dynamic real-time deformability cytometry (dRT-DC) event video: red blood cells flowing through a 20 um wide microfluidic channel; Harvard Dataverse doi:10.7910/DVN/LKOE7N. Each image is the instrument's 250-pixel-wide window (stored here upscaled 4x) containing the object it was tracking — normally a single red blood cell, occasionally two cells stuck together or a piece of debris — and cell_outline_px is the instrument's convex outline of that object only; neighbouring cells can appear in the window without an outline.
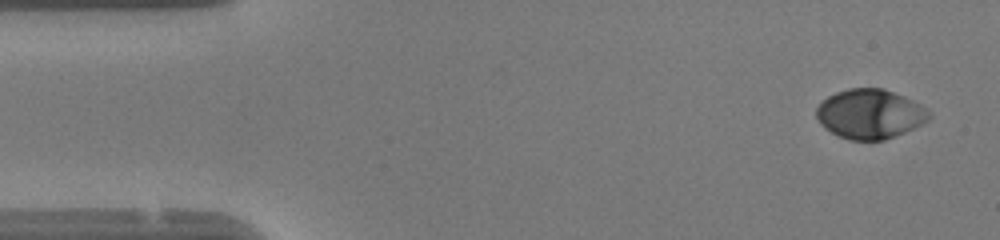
{"species": "human", "species_latin": "Homo sapiens", "temperature_condition": "warm", "stored_images_in_passage": 49, "camera_frame_rate_fps": 3000, "um_per_image_px": 0.085, "donor": {"sex": "female"}, "frame": {"image": 1, "passage_image": 3, "time_ms": 0.667, "image_size_px": [1000, 240], "cell_outline_px": [[932, 116], [928, 120], [904, 132], [884, 140], [848, 140], [824, 128], [820, 124], [816, 116], [816, 108], [828, 96], [836, 92], [848, 88], [884, 88], [904, 96], [920, 104]], "centroid_in_image_um": [73.92, 9.68], "position_along_channel_um": 11.1, "area_um2": 32.31}}
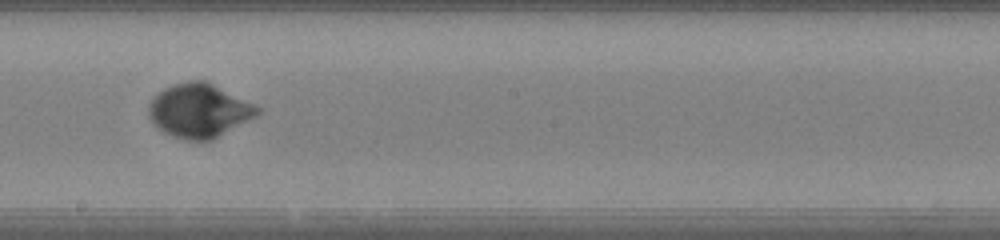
{"frame": {"image": 2, "passage_image": 27, "time_ms": 8.667, "image_size_px": [1000, 240], "cell_outline_px": [[260, 112], [256, 116], [212, 140], [184, 140], [172, 136], [164, 132], [148, 116], [148, 104], [164, 88], [172, 84], [188, 80], [204, 80], [260, 108]], "centroid_in_image_um": [16.89, 9.41], "position_along_channel_um": 231.3, "area_um2": 33.52}}
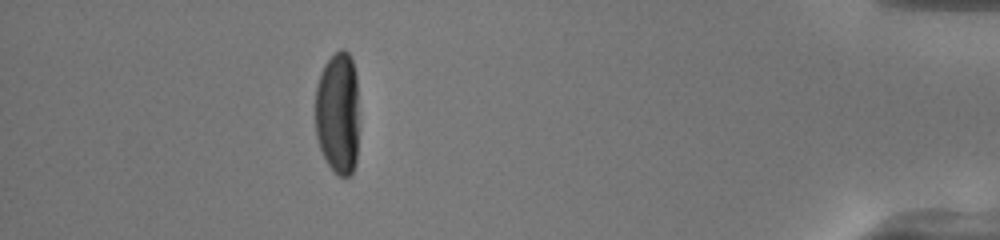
{"frame": {"image": 3, "passage_image": 44, "time_ms": 14.333, "image_size_px": [1000, 240], "cell_outline_px": [[356, 164], [352, 176], [340, 176], [328, 164], [320, 148], [316, 136], [316, 84], [320, 72], [324, 64], [340, 48], [344, 48], [348, 52], [352, 60], [356, 76]], "centroid_in_image_um": [28.69, 9.59], "position_along_channel_um": 406.5, "area_um2": 30.92}, "authors_computed_cell_mechanics": {"area_um2": 32.368, "velocity_mm_per_s": 4.1352, "shape_relaxation_time_tau1_ms": 2.6582, "shape_relaxation_time_tau2_ms": null, "deformation_change_tau1": 0.1707, "deformation_change_tau2": null}}